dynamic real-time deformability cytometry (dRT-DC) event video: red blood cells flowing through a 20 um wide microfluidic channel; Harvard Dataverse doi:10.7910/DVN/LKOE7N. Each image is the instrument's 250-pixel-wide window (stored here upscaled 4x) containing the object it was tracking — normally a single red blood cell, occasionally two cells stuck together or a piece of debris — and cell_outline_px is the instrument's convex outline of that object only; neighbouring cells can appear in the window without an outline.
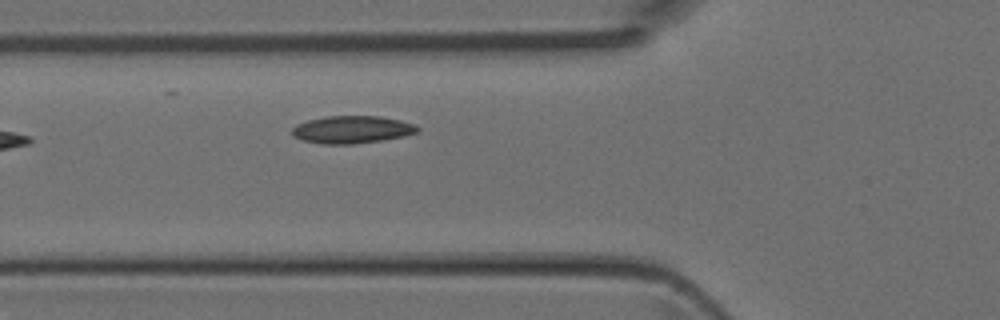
{"species": "Egyptian fruit bat (a non-hibernating species)", "species_latin": "Rousettus aegyptiacus", "temperature_condition": "room temperature", "stored_images_in_passage": 4, "camera_frame_rate_fps": 3000, "um_per_image_px": 0.085, "animal": {"sex": "female"}, "frame": {"image": 1, "passage_image": 4, "time_ms": 1.0, "image_size_px": [1000, 320], "cell_outline_px": [[420, 132], [404, 136], [380, 140], [352, 144], [324, 144], [304, 140], [292, 136], [292, 128], [296, 124], [308, 120], [324, 116], [380, 116], [400, 120], [416, 124], [420, 128]], "centroid_in_image_um": [29.94, 11.0], "position_along_channel_um": 95.9, "area_um2": 20.17}}